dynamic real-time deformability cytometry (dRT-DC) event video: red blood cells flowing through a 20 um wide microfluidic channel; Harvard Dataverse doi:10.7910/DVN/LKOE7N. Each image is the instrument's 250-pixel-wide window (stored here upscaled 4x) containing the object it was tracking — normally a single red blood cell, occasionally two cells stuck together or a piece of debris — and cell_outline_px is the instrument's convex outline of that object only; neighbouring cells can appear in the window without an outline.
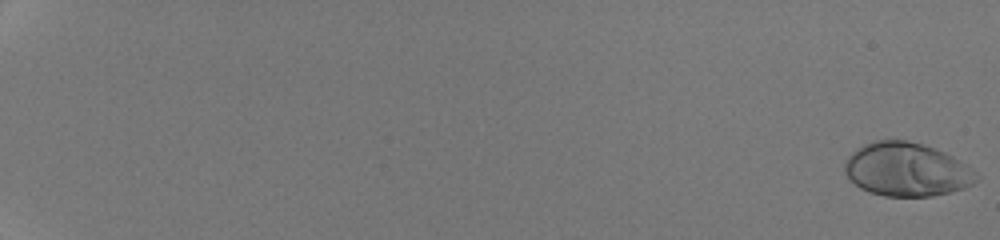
{"species": "human", "species_latin": "Homo sapiens", "temperature_condition": "room temperature", "stored_images_in_passage": 53, "camera_frame_rate_fps": 3000, "um_per_image_px": 0.085, "donor": {"sex": "male"}, "frame": {"image": 1, "passage_image": 1, "time_ms": 0.0, "image_size_px": [1000, 240], "cell_outline_px": [[980, 176], [972, 184], [964, 188], [932, 196], [884, 196], [868, 192], [860, 188], [844, 172], [844, 160], [856, 148], [872, 140], [904, 140], [924, 144], [944, 152], [968, 164]], "centroid_in_image_um": [77.06, 14.4], "position_along_channel_um": 7.9, "area_um2": 41.33}}
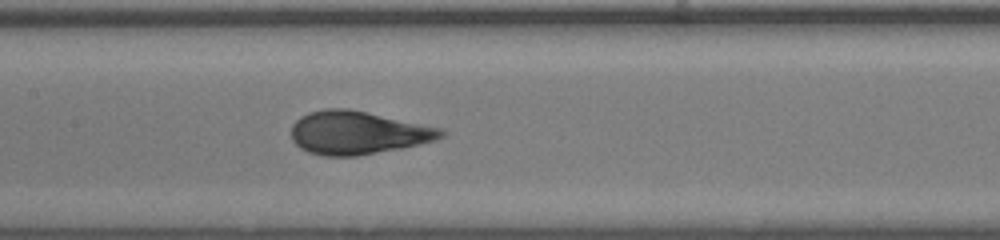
{"frame": {"image": 2, "passage_image": 31, "time_ms": 10.0, "image_size_px": [1000, 240], "cell_outline_px": [[448, 132], [444, 136], [436, 140], [400, 148], [356, 156], [324, 156], [308, 152], [300, 148], [292, 140], [292, 124], [300, 116], [308, 112], [324, 108], [348, 108], [444, 128]], "centroid_in_image_um": [30.42, 11.27], "position_along_channel_um": 177.0, "area_um2": 37.92}}
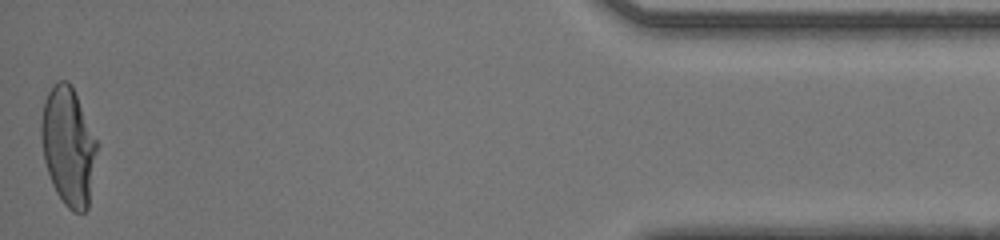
{"frame": {"image": 3, "passage_image": 53, "time_ms": 17.333, "image_size_px": [1000, 240], "cell_outline_px": [[100, 144], [88, 208], [84, 212], [72, 212], [64, 204], [56, 192], [52, 184], [44, 160], [40, 136], [40, 120], [44, 104], [48, 92], [52, 84], [56, 80], [68, 80]], "centroid_in_image_um": [5.83, 12.45], "position_along_channel_um": 429.4, "area_um2": 39.02}, "authors_computed_cell_mechanics": {"area_um2": 37.6856, "velocity_mm_per_s": 4.2974, "shape_relaxation_time_tau1_ms": 4.2103, "shape_relaxation_time_tau2_ms": null, "deformation_change_tau1": 0.2318, "deformation_change_tau2": null}}